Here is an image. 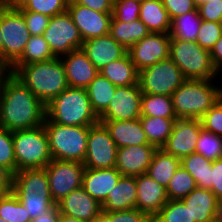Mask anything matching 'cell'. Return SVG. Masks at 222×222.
<instances>
[{
    "mask_svg": "<svg viewBox=\"0 0 222 222\" xmlns=\"http://www.w3.org/2000/svg\"><path fill=\"white\" fill-rule=\"evenodd\" d=\"M170 20L197 9L194 0H162Z\"/></svg>",
    "mask_w": 222,
    "mask_h": 222,
    "instance_id": "obj_48",
    "label": "cell"
},
{
    "mask_svg": "<svg viewBox=\"0 0 222 222\" xmlns=\"http://www.w3.org/2000/svg\"><path fill=\"white\" fill-rule=\"evenodd\" d=\"M202 19L198 8L171 20L169 35L171 39L196 41Z\"/></svg>",
    "mask_w": 222,
    "mask_h": 222,
    "instance_id": "obj_34",
    "label": "cell"
},
{
    "mask_svg": "<svg viewBox=\"0 0 222 222\" xmlns=\"http://www.w3.org/2000/svg\"><path fill=\"white\" fill-rule=\"evenodd\" d=\"M139 119L146 133L147 140L157 149L165 145L177 120L151 116H141Z\"/></svg>",
    "mask_w": 222,
    "mask_h": 222,
    "instance_id": "obj_33",
    "label": "cell"
},
{
    "mask_svg": "<svg viewBox=\"0 0 222 222\" xmlns=\"http://www.w3.org/2000/svg\"><path fill=\"white\" fill-rule=\"evenodd\" d=\"M0 222H7V221L0 217Z\"/></svg>",
    "mask_w": 222,
    "mask_h": 222,
    "instance_id": "obj_66",
    "label": "cell"
},
{
    "mask_svg": "<svg viewBox=\"0 0 222 222\" xmlns=\"http://www.w3.org/2000/svg\"><path fill=\"white\" fill-rule=\"evenodd\" d=\"M0 65H3V39H2L1 28H0Z\"/></svg>",
    "mask_w": 222,
    "mask_h": 222,
    "instance_id": "obj_59",
    "label": "cell"
},
{
    "mask_svg": "<svg viewBox=\"0 0 222 222\" xmlns=\"http://www.w3.org/2000/svg\"><path fill=\"white\" fill-rule=\"evenodd\" d=\"M195 152L211 161L222 158V136L202 128L196 141Z\"/></svg>",
    "mask_w": 222,
    "mask_h": 222,
    "instance_id": "obj_39",
    "label": "cell"
},
{
    "mask_svg": "<svg viewBox=\"0 0 222 222\" xmlns=\"http://www.w3.org/2000/svg\"><path fill=\"white\" fill-rule=\"evenodd\" d=\"M216 104L222 109V93L219 95Z\"/></svg>",
    "mask_w": 222,
    "mask_h": 222,
    "instance_id": "obj_63",
    "label": "cell"
},
{
    "mask_svg": "<svg viewBox=\"0 0 222 222\" xmlns=\"http://www.w3.org/2000/svg\"><path fill=\"white\" fill-rule=\"evenodd\" d=\"M114 222H152V219L137 208L114 211Z\"/></svg>",
    "mask_w": 222,
    "mask_h": 222,
    "instance_id": "obj_51",
    "label": "cell"
},
{
    "mask_svg": "<svg viewBox=\"0 0 222 222\" xmlns=\"http://www.w3.org/2000/svg\"><path fill=\"white\" fill-rule=\"evenodd\" d=\"M213 65L219 74L222 73V36L210 51ZM221 72V73H220Z\"/></svg>",
    "mask_w": 222,
    "mask_h": 222,
    "instance_id": "obj_53",
    "label": "cell"
},
{
    "mask_svg": "<svg viewBox=\"0 0 222 222\" xmlns=\"http://www.w3.org/2000/svg\"><path fill=\"white\" fill-rule=\"evenodd\" d=\"M196 187L197 184L192 175L180 165L166 187L168 200H181Z\"/></svg>",
    "mask_w": 222,
    "mask_h": 222,
    "instance_id": "obj_37",
    "label": "cell"
},
{
    "mask_svg": "<svg viewBox=\"0 0 222 222\" xmlns=\"http://www.w3.org/2000/svg\"><path fill=\"white\" fill-rule=\"evenodd\" d=\"M46 106L12 74L6 81L0 103V127L11 132L44 124Z\"/></svg>",
    "mask_w": 222,
    "mask_h": 222,
    "instance_id": "obj_1",
    "label": "cell"
},
{
    "mask_svg": "<svg viewBox=\"0 0 222 222\" xmlns=\"http://www.w3.org/2000/svg\"><path fill=\"white\" fill-rule=\"evenodd\" d=\"M19 201L27 208L31 219L40 217L43 213L50 211L56 206L52 197H43L29 192H13Z\"/></svg>",
    "mask_w": 222,
    "mask_h": 222,
    "instance_id": "obj_41",
    "label": "cell"
},
{
    "mask_svg": "<svg viewBox=\"0 0 222 222\" xmlns=\"http://www.w3.org/2000/svg\"><path fill=\"white\" fill-rule=\"evenodd\" d=\"M52 159L83 163L90 127L67 126L44 119Z\"/></svg>",
    "mask_w": 222,
    "mask_h": 222,
    "instance_id": "obj_5",
    "label": "cell"
},
{
    "mask_svg": "<svg viewBox=\"0 0 222 222\" xmlns=\"http://www.w3.org/2000/svg\"><path fill=\"white\" fill-rule=\"evenodd\" d=\"M82 50L99 72L106 65L122 58L127 53V50L115 41L110 34L84 41Z\"/></svg>",
    "mask_w": 222,
    "mask_h": 222,
    "instance_id": "obj_20",
    "label": "cell"
},
{
    "mask_svg": "<svg viewBox=\"0 0 222 222\" xmlns=\"http://www.w3.org/2000/svg\"><path fill=\"white\" fill-rule=\"evenodd\" d=\"M46 118L67 126L90 127L99 122L86 89L74 87H68L46 105Z\"/></svg>",
    "mask_w": 222,
    "mask_h": 222,
    "instance_id": "obj_3",
    "label": "cell"
},
{
    "mask_svg": "<svg viewBox=\"0 0 222 222\" xmlns=\"http://www.w3.org/2000/svg\"><path fill=\"white\" fill-rule=\"evenodd\" d=\"M186 80L170 58L139 71L138 77L142 93L167 96H171Z\"/></svg>",
    "mask_w": 222,
    "mask_h": 222,
    "instance_id": "obj_9",
    "label": "cell"
},
{
    "mask_svg": "<svg viewBox=\"0 0 222 222\" xmlns=\"http://www.w3.org/2000/svg\"><path fill=\"white\" fill-rule=\"evenodd\" d=\"M108 129L118 148L131 145L150 144L143 130L140 119L133 120H99Z\"/></svg>",
    "mask_w": 222,
    "mask_h": 222,
    "instance_id": "obj_24",
    "label": "cell"
},
{
    "mask_svg": "<svg viewBox=\"0 0 222 222\" xmlns=\"http://www.w3.org/2000/svg\"><path fill=\"white\" fill-rule=\"evenodd\" d=\"M179 166L180 158L160 148L154 152L146 174L166 188Z\"/></svg>",
    "mask_w": 222,
    "mask_h": 222,
    "instance_id": "obj_29",
    "label": "cell"
},
{
    "mask_svg": "<svg viewBox=\"0 0 222 222\" xmlns=\"http://www.w3.org/2000/svg\"><path fill=\"white\" fill-rule=\"evenodd\" d=\"M60 212L57 207H53L50 211L43 213L40 217L33 218L30 222H59Z\"/></svg>",
    "mask_w": 222,
    "mask_h": 222,
    "instance_id": "obj_55",
    "label": "cell"
},
{
    "mask_svg": "<svg viewBox=\"0 0 222 222\" xmlns=\"http://www.w3.org/2000/svg\"><path fill=\"white\" fill-rule=\"evenodd\" d=\"M118 147L108 129L98 122L90 126L87 151L83 164L92 169H110L116 166Z\"/></svg>",
    "mask_w": 222,
    "mask_h": 222,
    "instance_id": "obj_11",
    "label": "cell"
},
{
    "mask_svg": "<svg viewBox=\"0 0 222 222\" xmlns=\"http://www.w3.org/2000/svg\"><path fill=\"white\" fill-rule=\"evenodd\" d=\"M69 3L80 4L101 13H112L113 0H69Z\"/></svg>",
    "mask_w": 222,
    "mask_h": 222,
    "instance_id": "obj_52",
    "label": "cell"
},
{
    "mask_svg": "<svg viewBox=\"0 0 222 222\" xmlns=\"http://www.w3.org/2000/svg\"><path fill=\"white\" fill-rule=\"evenodd\" d=\"M56 205L60 214L84 222H90L102 213L101 204L91 197L82 186L70 192Z\"/></svg>",
    "mask_w": 222,
    "mask_h": 222,
    "instance_id": "obj_19",
    "label": "cell"
},
{
    "mask_svg": "<svg viewBox=\"0 0 222 222\" xmlns=\"http://www.w3.org/2000/svg\"><path fill=\"white\" fill-rule=\"evenodd\" d=\"M169 58L181 69L187 80H219L220 74L213 65L210 51L196 41L171 39Z\"/></svg>",
    "mask_w": 222,
    "mask_h": 222,
    "instance_id": "obj_6",
    "label": "cell"
},
{
    "mask_svg": "<svg viewBox=\"0 0 222 222\" xmlns=\"http://www.w3.org/2000/svg\"><path fill=\"white\" fill-rule=\"evenodd\" d=\"M142 91L140 85L117 87L108 108L99 120H133L141 117Z\"/></svg>",
    "mask_w": 222,
    "mask_h": 222,
    "instance_id": "obj_14",
    "label": "cell"
},
{
    "mask_svg": "<svg viewBox=\"0 0 222 222\" xmlns=\"http://www.w3.org/2000/svg\"><path fill=\"white\" fill-rule=\"evenodd\" d=\"M16 172L25 169H42L52 160L49 140L44 125L13 131Z\"/></svg>",
    "mask_w": 222,
    "mask_h": 222,
    "instance_id": "obj_7",
    "label": "cell"
},
{
    "mask_svg": "<svg viewBox=\"0 0 222 222\" xmlns=\"http://www.w3.org/2000/svg\"><path fill=\"white\" fill-rule=\"evenodd\" d=\"M15 0H0L1 6H10Z\"/></svg>",
    "mask_w": 222,
    "mask_h": 222,
    "instance_id": "obj_61",
    "label": "cell"
},
{
    "mask_svg": "<svg viewBox=\"0 0 222 222\" xmlns=\"http://www.w3.org/2000/svg\"><path fill=\"white\" fill-rule=\"evenodd\" d=\"M146 25L140 20L130 22L111 21V37L128 50L133 44L142 40L149 34Z\"/></svg>",
    "mask_w": 222,
    "mask_h": 222,
    "instance_id": "obj_30",
    "label": "cell"
},
{
    "mask_svg": "<svg viewBox=\"0 0 222 222\" xmlns=\"http://www.w3.org/2000/svg\"><path fill=\"white\" fill-rule=\"evenodd\" d=\"M56 58L42 35H31L23 54L10 66L14 73L22 65L47 62Z\"/></svg>",
    "mask_w": 222,
    "mask_h": 222,
    "instance_id": "obj_31",
    "label": "cell"
},
{
    "mask_svg": "<svg viewBox=\"0 0 222 222\" xmlns=\"http://www.w3.org/2000/svg\"><path fill=\"white\" fill-rule=\"evenodd\" d=\"M90 222H114V211L102 212L98 217Z\"/></svg>",
    "mask_w": 222,
    "mask_h": 222,
    "instance_id": "obj_57",
    "label": "cell"
},
{
    "mask_svg": "<svg viewBox=\"0 0 222 222\" xmlns=\"http://www.w3.org/2000/svg\"><path fill=\"white\" fill-rule=\"evenodd\" d=\"M46 106L69 87L60 58L22 65L13 73Z\"/></svg>",
    "mask_w": 222,
    "mask_h": 222,
    "instance_id": "obj_2",
    "label": "cell"
},
{
    "mask_svg": "<svg viewBox=\"0 0 222 222\" xmlns=\"http://www.w3.org/2000/svg\"><path fill=\"white\" fill-rule=\"evenodd\" d=\"M67 10L83 41L109 34L112 13H101L75 3H68Z\"/></svg>",
    "mask_w": 222,
    "mask_h": 222,
    "instance_id": "obj_16",
    "label": "cell"
},
{
    "mask_svg": "<svg viewBox=\"0 0 222 222\" xmlns=\"http://www.w3.org/2000/svg\"><path fill=\"white\" fill-rule=\"evenodd\" d=\"M99 73L105 76L116 87L138 84L139 72L128 53L122 58L106 65Z\"/></svg>",
    "mask_w": 222,
    "mask_h": 222,
    "instance_id": "obj_28",
    "label": "cell"
},
{
    "mask_svg": "<svg viewBox=\"0 0 222 222\" xmlns=\"http://www.w3.org/2000/svg\"><path fill=\"white\" fill-rule=\"evenodd\" d=\"M141 116L177 119L171 96L142 93Z\"/></svg>",
    "mask_w": 222,
    "mask_h": 222,
    "instance_id": "obj_35",
    "label": "cell"
},
{
    "mask_svg": "<svg viewBox=\"0 0 222 222\" xmlns=\"http://www.w3.org/2000/svg\"><path fill=\"white\" fill-rule=\"evenodd\" d=\"M222 36V22L202 20L196 42L204 49L211 51Z\"/></svg>",
    "mask_w": 222,
    "mask_h": 222,
    "instance_id": "obj_44",
    "label": "cell"
},
{
    "mask_svg": "<svg viewBox=\"0 0 222 222\" xmlns=\"http://www.w3.org/2000/svg\"><path fill=\"white\" fill-rule=\"evenodd\" d=\"M0 28L3 39V65L10 67L23 54L31 35L22 12L14 6L0 5Z\"/></svg>",
    "mask_w": 222,
    "mask_h": 222,
    "instance_id": "obj_8",
    "label": "cell"
},
{
    "mask_svg": "<svg viewBox=\"0 0 222 222\" xmlns=\"http://www.w3.org/2000/svg\"><path fill=\"white\" fill-rule=\"evenodd\" d=\"M139 19L150 33H169L171 20L162 0H147L141 3Z\"/></svg>",
    "mask_w": 222,
    "mask_h": 222,
    "instance_id": "obj_27",
    "label": "cell"
},
{
    "mask_svg": "<svg viewBox=\"0 0 222 222\" xmlns=\"http://www.w3.org/2000/svg\"><path fill=\"white\" fill-rule=\"evenodd\" d=\"M212 162L196 152L180 159V165L192 175L197 187L208 190H210L209 176Z\"/></svg>",
    "mask_w": 222,
    "mask_h": 222,
    "instance_id": "obj_36",
    "label": "cell"
},
{
    "mask_svg": "<svg viewBox=\"0 0 222 222\" xmlns=\"http://www.w3.org/2000/svg\"><path fill=\"white\" fill-rule=\"evenodd\" d=\"M222 2V0H194V3L196 5V7L198 8L200 5L206 3V2Z\"/></svg>",
    "mask_w": 222,
    "mask_h": 222,
    "instance_id": "obj_60",
    "label": "cell"
},
{
    "mask_svg": "<svg viewBox=\"0 0 222 222\" xmlns=\"http://www.w3.org/2000/svg\"><path fill=\"white\" fill-rule=\"evenodd\" d=\"M26 22V26L30 35H43L48 26L50 17L41 13L31 12L28 10H20Z\"/></svg>",
    "mask_w": 222,
    "mask_h": 222,
    "instance_id": "obj_47",
    "label": "cell"
},
{
    "mask_svg": "<svg viewBox=\"0 0 222 222\" xmlns=\"http://www.w3.org/2000/svg\"><path fill=\"white\" fill-rule=\"evenodd\" d=\"M137 186L135 176H121L101 204L102 212L130 210L136 208Z\"/></svg>",
    "mask_w": 222,
    "mask_h": 222,
    "instance_id": "obj_25",
    "label": "cell"
},
{
    "mask_svg": "<svg viewBox=\"0 0 222 222\" xmlns=\"http://www.w3.org/2000/svg\"><path fill=\"white\" fill-rule=\"evenodd\" d=\"M210 190L222 203V158L212 162L209 176Z\"/></svg>",
    "mask_w": 222,
    "mask_h": 222,
    "instance_id": "obj_49",
    "label": "cell"
},
{
    "mask_svg": "<svg viewBox=\"0 0 222 222\" xmlns=\"http://www.w3.org/2000/svg\"><path fill=\"white\" fill-rule=\"evenodd\" d=\"M12 192H29L43 197H52L45 168L16 172L12 175Z\"/></svg>",
    "mask_w": 222,
    "mask_h": 222,
    "instance_id": "obj_26",
    "label": "cell"
},
{
    "mask_svg": "<svg viewBox=\"0 0 222 222\" xmlns=\"http://www.w3.org/2000/svg\"><path fill=\"white\" fill-rule=\"evenodd\" d=\"M116 88L117 87L101 73H98L87 86L86 91L88 98L92 109L98 117L108 108Z\"/></svg>",
    "mask_w": 222,
    "mask_h": 222,
    "instance_id": "obj_32",
    "label": "cell"
},
{
    "mask_svg": "<svg viewBox=\"0 0 222 222\" xmlns=\"http://www.w3.org/2000/svg\"><path fill=\"white\" fill-rule=\"evenodd\" d=\"M154 222H195L181 200H168L152 219Z\"/></svg>",
    "mask_w": 222,
    "mask_h": 222,
    "instance_id": "obj_40",
    "label": "cell"
},
{
    "mask_svg": "<svg viewBox=\"0 0 222 222\" xmlns=\"http://www.w3.org/2000/svg\"><path fill=\"white\" fill-rule=\"evenodd\" d=\"M13 74L10 67L0 65V103L2 99L3 89L4 85L7 81V79Z\"/></svg>",
    "mask_w": 222,
    "mask_h": 222,
    "instance_id": "obj_56",
    "label": "cell"
},
{
    "mask_svg": "<svg viewBox=\"0 0 222 222\" xmlns=\"http://www.w3.org/2000/svg\"><path fill=\"white\" fill-rule=\"evenodd\" d=\"M169 33H149L133 44L127 53L139 71L170 57Z\"/></svg>",
    "mask_w": 222,
    "mask_h": 222,
    "instance_id": "obj_13",
    "label": "cell"
},
{
    "mask_svg": "<svg viewBox=\"0 0 222 222\" xmlns=\"http://www.w3.org/2000/svg\"><path fill=\"white\" fill-rule=\"evenodd\" d=\"M45 170L50 193L56 204L70 192L82 186L85 166L81 162L52 159Z\"/></svg>",
    "mask_w": 222,
    "mask_h": 222,
    "instance_id": "obj_12",
    "label": "cell"
},
{
    "mask_svg": "<svg viewBox=\"0 0 222 222\" xmlns=\"http://www.w3.org/2000/svg\"><path fill=\"white\" fill-rule=\"evenodd\" d=\"M135 177L137 186L136 208L153 219L168 201L166 188L147 174Z\"/></svg>",
    "mask_w": 222,
    "mask_h": 222,
    "instance_id": "obj_18",
    "label": "cell"
},
{
    "mask_svg": "<svg viewBox=\"0 0 222 222\" xmlns=\"http://www.w3.org/2000/svg\"><path fill=\"white\" fill-rule=\"evenodd\" d=\"M157 148L151 144L131 145L117 150L115 168L122 176H138L146 174Z\"/></svg>",
    "mask_w": 222,
    "mask_h": 222,
    "instance_id": "obj_17",
    "label": "cell"
},
{
    "mask_svg": "<svg viewBox=\"0 0 222 222\" xmlns=\"http://www.w3.org/2000/svg\"><path fill=\"white\" fill-rule=\"evenodd\" d=\"M12 191V174L0 165V195L10 193Z\"/></svg>",
    "mask_w": 222,
    "mask_h": 222,
    "instance_id": "obj_54",
    "label": "cell"
},
{
    "mask_svg": "<svg viewBox=\"0 0 222 222\" xmlns=\"http://www.w3.org/2000/svg\"><path fill=\"white\" fill-rule=\"evenodd\" d=\"M25 0H15L10 6H20Z\"/></svg>",
    "mask_w": 222,
    "mask_h": 222,
    "instance_id": "obj_62",
    "label": "cell"
},
{
    "mask_svg": "<svg viewBox=\"0 0 222 222\" xmlns=\"http://www.w3.org/2000/svg\"><path fill=\"white\" fill-rule=\"evenodd\" d=\"M210 222H222V215L216 217L215 219L211 220Z\"/></svg>",
    "mask_w": 222,
    "mask_h": 222,
    "instance_id": "obj_64",
    "label": "cell"
},
{
    "mask_svg": "<svg viewBox=\"0 0 222 222\" xmlns=\"http://www.w3.org/2000/svg\"><path fill=\"white\" fill-rule=\"evenodd\" d=\"M0 217L7 222H30L32 220L27 208L12 191L0 195Z\"/></svg>",
    "mask_w": 222,
    "mask_h": 222,
    "instance_id": "obj_38",
    "label": "cell"
},
{
    "mask_svg": "<svg viewBox=\"0 0 222 222\" xmlns=\"http://www.w3.org/2000/svg\"><path fill=\"white\" fill-rule=\"evenodd\" d=\"M135 1H137V2H139V3H143V2H145V1H147V0H135Z\"/></svg>",
    "mask_w": 222,
    "mask_h": 222,
    "instance_id": "obj_65",
    "label": "cell"
},
{
    "mask_svg": "<svg viewBox=\"0 0 222 222\" xmlns=\"http://www.w3.org/2000/svg\"><path fill=\"white\" fill-rule=\"evenodd\" d=\"M201 129L200 119H177L162 149L180 159L195 153Z\"/></svg>",
    "mask_w": 222,
    "mask_h": 222,
    "instance_id": "obj_15",
    "label": "cell"
},
{
    "mask_svg": "<svg viewBox=\"0 0 222 222\" xmlns=\"http://www.w3.org/2000/svg\"><path fill=\"white\" fill-rule=\"evenodd\" d=\"M121 176L122 174L115 167L110 169L85 167L82 187L91 197L102 204Z\"/></svg>",
    "mask_w": 222,
    "mask_h": 222,
    "instance_id": "obj_23",
    "label": "cell"
},
{
    "mask_svg": "<svg viewBox=\"0 0 222 222\" xmlns=\"http://www.w3.org/2000/svg\"><path fill=\"white\" fill-rule=\"evenodd\" d=\"M202 128L222 136V109L215 104L201 118Z\"/></svg>",
    "mask_w": 222,
    "mask_h": 222,
    "instance_id": "obj_46",
    "label": "cell"
},
{
    "mask_svg": "<svg viewBox=\"0 0 222 222\" xmlns=\"http://www.w3.org/2000/svg\"><path fill=\"white\" fill-rule=\"evenodd\" d=\"M141 3L135 0H113L112 20L130 22L139 19Z\"/></svg>",
    "mask_w": 222,
    "mask_h": 222,
    "instance_id": "obj_45",
    "label": "cell"
},
{
    "mask_svg": "<svg viewBox=\"0 0 222 222\" xmlns=\"http://www.w3.org/2000/svg\"><path fill=\"white\" fill-rule=\"evenodd\" d=\"M195 222H210L222 215V203L208 189L196 187L188 196L181 199Z\"/></svg>",
    "mask_w": 222,
    "mask_h": 222,
    "instance_id": "obj_22",
    "label": "cell"
},
{
    "mask_svg": "<svg viewBox=\"0 0 222 222\" xmlns=\"http://www.w3.org/2000/svg\"><path fill=\"white\" fill-rule=\"evenodd\" d=\"M42 36L56 58L82 49L84 42L68 10L50 17Z\"/></svg>",
    "mask_w": 222,
    "mask_h": 222,
    "instance_id": "obj_10",
    "label": "cell"
},
{
    "mask_svg": "<svg viewBox=\"0 0 222 222\" xmlns=\"http://www.w3.org/2000/svg\"><path fill=\"white\" fill-rule=\"evenodd\" d=\"M215 81L186 80L179 86L171 95L177 119H200L214 106L222 93V86Z\"/></svg>",
    "mask_w": 222,
    "mask_h": 222,
    "instance_id": "obj_4",
    "label": "cell"
},
{
    "mask_svg": "<svg viewBox=\"0 0 222 222\" xmlns=\"http://www.w3.org/2000/svg\"><path fill=\"white\" fill-rule=\"evenodd\" d=\"M60 59L65 68L69 87L86 89L99 73L82 49L71 51Z\"/></svg>",
    "mask_w": 222,
    "mask_h": 222,
    "instance_id": "obj_21",
    "label": "cell"
},
{
    "mask_svg": "<svg viewBox=\"0 0 222 222\" xmlns=\"http://www.w3.org/2000/svg\"><path fill=\"white\" fill-rule=\"evenodd\" d=\"M202 20L222 22V2H206L198 7Z\"/></svg>",
    "mask_w": 222,
    "mask_h": 222,
    "instance_id": "obj_50",
    "label": "cell"
},
{
    "mask_svg": "<svg viewBox=\"0 0 222 222\" xmlns=\"http://www.w3.org/2000/svg\"><path fill=\"white\" fill-rule=\"evenodd\" d=\"M68 3L69 0H25L17 8L53 17L67 11Z\"/></svg>",
    "mask_w": 222,
    "mask_h": 222,
    "instance_id": "obj_42",
    "label": "cell"
},
{
    "mask_svg": "<svg viewBox=\"0 0 222 222\" xmlns=\"http://www.w3.org/2000/svg\"><path fill=\"white\" fill-rule=\"evenodd\" d=\"M0 165L12 175L16 173L13 132L0 127Z\"/></svg>",
    "mask_w": 222,
    "mask_h": 222,
    "instance_id": "obj_43",
    "label": "cell"
},
{
    "mask_svg": "<svg viewBox=\"0 0 222 222\" xmlns=\"http://www.w3.org/2000/svg\"><path fill=\"white\" fill-rule=\"evenodd\" d=\"M59 222H84L79 219L73 218L71 216L60 214V221Z\"/></svg>",
    "mask_w": 222,
    "mask_h": 222,
    "instance_id": "obj_58",
    "label": "cell"
}]
</instances>
